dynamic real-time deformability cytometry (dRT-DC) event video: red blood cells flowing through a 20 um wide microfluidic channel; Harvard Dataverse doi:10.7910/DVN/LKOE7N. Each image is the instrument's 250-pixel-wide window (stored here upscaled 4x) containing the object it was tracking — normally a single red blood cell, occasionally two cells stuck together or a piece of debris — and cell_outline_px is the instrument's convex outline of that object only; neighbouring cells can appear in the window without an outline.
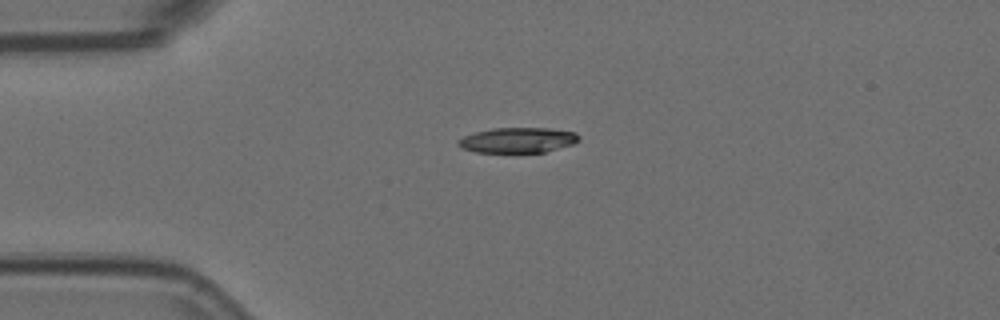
{"species": "Egyptian fruit bat (a non-hibernating species)", "species_latin": "Rousettus aegyptiacus", "temperature_condition": "room temperature", "stored_images_in_passage": 7, "camera_frame_rate_fps": 3000, "um_per_image_px": 0.085, "animal": {"sex": "female"}, "frame": {"image": 1, "passage_image": 1, "time_ms": 0.0, "image_size_px": [1000, 320], "cell_outline_px": [[580, 140], [572, 144], [544, 152], [476, 152], [460, 148], [456, 144], [456, 140], [464, 136], [476, 132], [492, 128], [548, 128], [576, 132], [580, 136]], "centroid_in_image_um": [43.98, 11.91], "position_along_channel_um": 41.0, "area_um2": 17.8}}
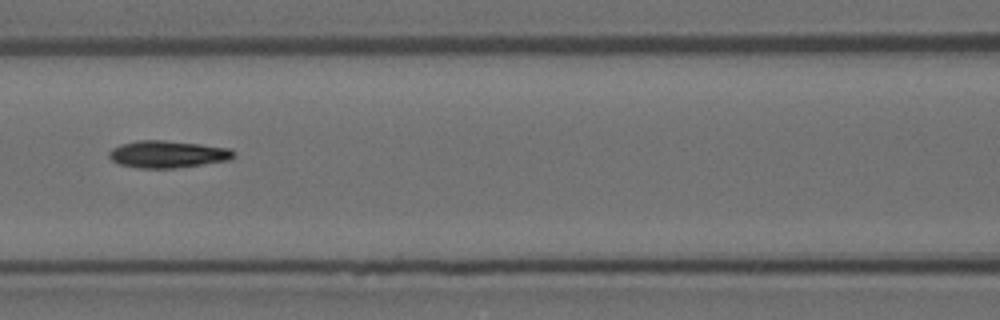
{"frame": {"image": 2, "passage_image": 4, "time_ms": 1.0, "image_size_px": [1000, 320], "cell_outline_px": [[236, 152], [228, 160], [176, 168], [136, 168], [120, 164], [112, 160], [108, 156], [108, 152], [112, 148], [120, 144], [136, 140], [164, 140], [200, 144], [232, 148]], "centroid_in_image_um": [14.22, 13.1], "position_along_channel_um": 152.4, "area_um2": 19.77}}
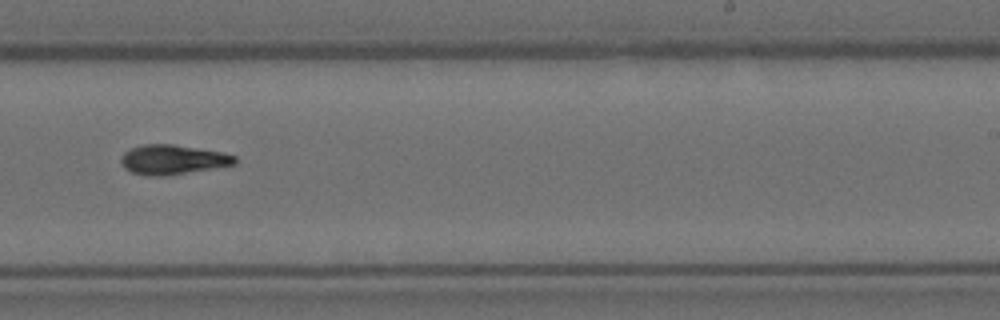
{"frame": {"image": 3, "passage_image": 7, "time_ms": 2.0, "image_size_px": [1000, 320], "cell_outline_px": [[236, 164], [164, 176], [144, 176], [132, 172], [124, 168], [120, 164], [120, 156], [124, 152], [132, 148], [144, 144], [172, 144], [224, 152], [236, 156]], "centroid_in_image_um": [14.64, 13.57], "position_along_channel_um": 274.4, "area_um2": 19.71}}